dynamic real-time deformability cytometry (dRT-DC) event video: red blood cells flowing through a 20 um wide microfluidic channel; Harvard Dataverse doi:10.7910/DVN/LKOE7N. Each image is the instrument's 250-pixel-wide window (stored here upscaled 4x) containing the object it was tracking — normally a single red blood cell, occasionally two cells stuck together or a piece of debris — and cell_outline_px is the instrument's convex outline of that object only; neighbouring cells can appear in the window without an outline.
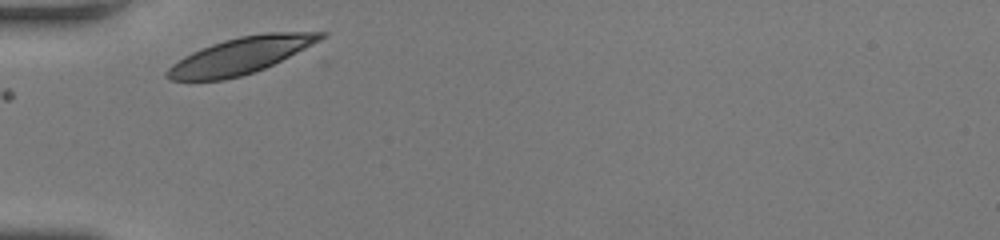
{"species": "human", "species_latin": "Homo sapiens", "temperature_condition": "room temperature", "stored_images_in_passage": 27, "camera_frame_rate_fps": 3000, "um_per_image_px": 0.085, "donor": {"sex": "female"}, "frame": {"image": 1, "passage_image": 1, "time_ms": 0.0, "image_size_px": [1000, 240], "cell_outline_px": [[328, 36], [264, 68], [240, 76], [224, 80], [168, 80], [164, 76], [164, 72], [172, 64], [184, 56], [200, 48], [224, 40], [240, 36], [264, 32], [328, 32]], "centroid_in_image_um": [20.4, 4.72], "position_along_channel_um": 64.6, "area_um2": 32.31}}
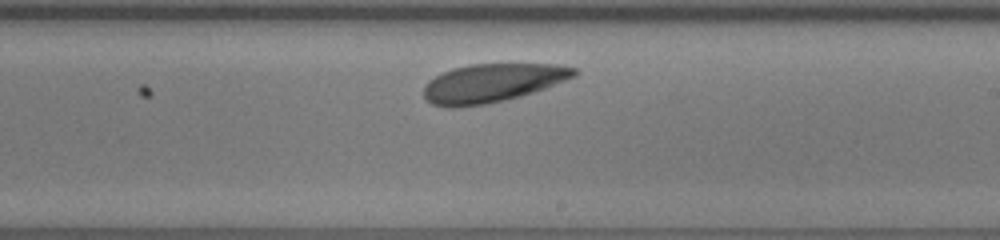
{"frame": {"image": 2, "passage_image": 16, "time_ms": 5.0, "image_size_px": [1000, 240], "cell_outline_px": [[580, 72], [576, 76], [544, 88], [520, 96], [504, 100], [484, 104], [452, 108], [448, 108], [432, 104], [424, 96], [424, 84], [428, 80], [452, 68], [472, 64], [560, 64], [576, 68]], "centroid_in_image_um": [41.85, 7.04], "position_along_channel_um": 247.2, "area_um2": 33.7}}
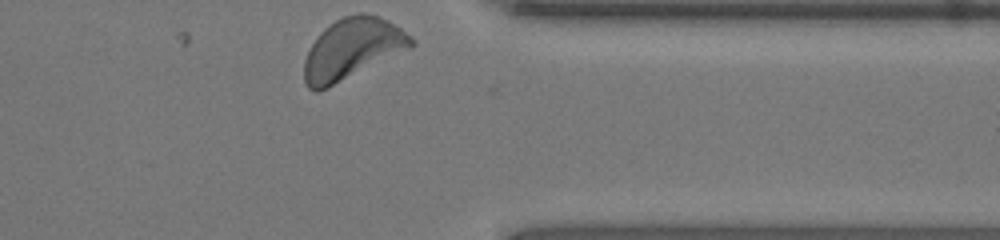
{"frame": {"image": 3, "passage_image": 27, "time_ms": 8.667, "image_size_px": [1000, 240], "cell_outline_px": [[416, 44], [412, 48], [328, 88], [316, 92], [308, 88], [304, 80], [304, 60], [308, 48], [320, 32], [324, 28], [336, 20], [344, 16], [360, 12], [364, 12], [388, 20], [400, 28]], "centroid_in_image_um": [29.91, 4.17], "position_along_channel_um": 381.5, "area_um2": 38.03}, "authors_computed_cell_mechanics": {"area_um2": 33.3506, "velocity_mm_per_s": 3.7741, "shape_relaxation_time_tau1_ms": 0.524, "shape_relaxation_time_tau2_ms": null, "deformation_change_tau1": 0.0735, "deformation_change_tau2": null}}